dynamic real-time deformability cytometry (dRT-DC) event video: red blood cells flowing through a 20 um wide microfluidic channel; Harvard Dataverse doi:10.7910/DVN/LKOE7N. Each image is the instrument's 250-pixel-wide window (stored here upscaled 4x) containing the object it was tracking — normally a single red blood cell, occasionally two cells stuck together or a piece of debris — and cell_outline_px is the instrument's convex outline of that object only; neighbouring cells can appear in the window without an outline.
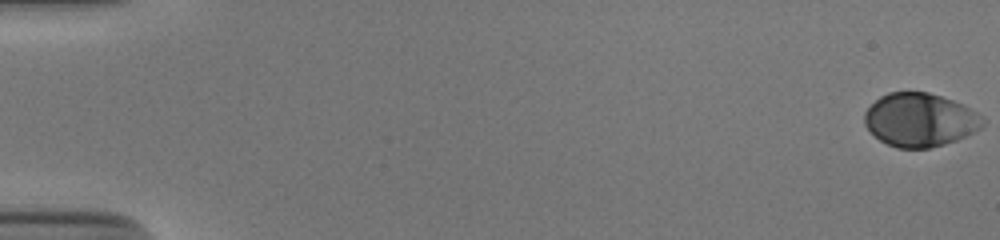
{"species": "human", "species_latin": "Homo sapiens", "temperature_condition": "cold", "stored_images_in_passage": 54, "camera_frame_rate_fps": 3000, "um_per_image_px": 0.085, "donor": {"sex": "male"}, "frame": {"image": 1, "passage_image": 1, "time_ms": 0.0, "image_size_px": [1000, 240], "cell_outline_px": [[984, 124], [980, 128], [956, 140], [944, 144], [928, 148], [896, 148], [880, 140], [864, 124], [864, 112], [880, 96], [888, 92], [928, 92], [964, 104], [976, 112], [984, 120]], "centroid_in_image_um": [78.18, 10.18], "position_along_channel_um": 6.8, "area_um2": 36.59}}
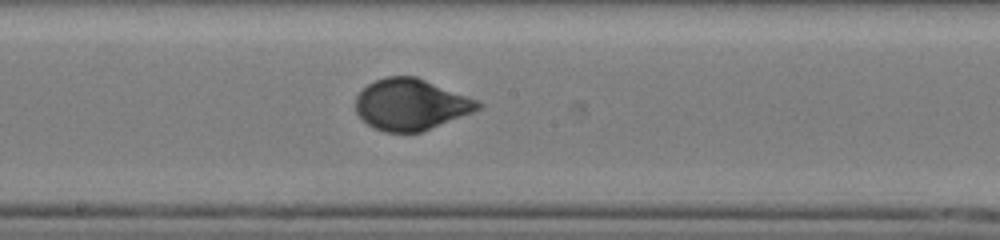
{"frame": {"image": 2, "passage_image": 31, "time_ms": 10.0, "image_size_px": [1000, 240], "cell_outline_px": [[484, 104], [480, 108], [472, 112], [420, 132], [384, 132], [372, 128], [356, 112], [356, 96], [368, 84], [384, 76], [416, 76], [476, 100]], "centroid_in_image_um": [34.89, 8.88], "position_along_channel_um": 213.3, "area_um2": 36.07}}
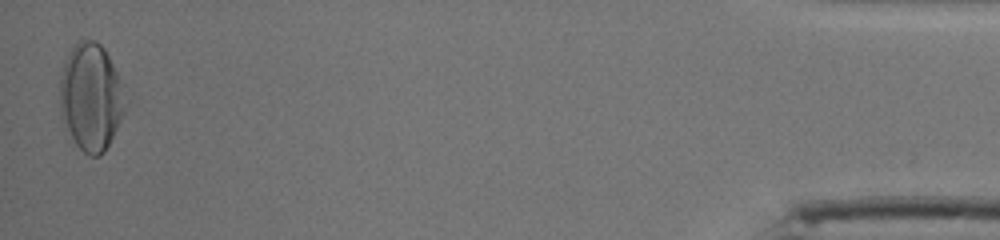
{"frame": {"image": 3, "passage_image": 54, "time_ms": 17.667, "image_size_px": [1000, 240], "cell_outline_px": [[124, 112], [104, 152], [100, 156], [88, 156], [76, 144], [60, 116], [60, 76], [64, 60], [68, 52], [76, 40], [96, 40], [104, 48], [116, 72], [124, 108]], "centroid_in_image_um": [7.66, 8.23], "position_along_channel_um": 427.5, "area_um2": 40.11}, "authors_computed_cell_mechanics": {"area_um2": 36.4429, "velocity_mm_per_s": 3.8577, "shape_relaxation_time_tau1_ms": 3.2085, "shape_relaxation_time_tau2_ms": null, "deformation_change_tau1": 0.1635, "deformation_change_tau2": null}}